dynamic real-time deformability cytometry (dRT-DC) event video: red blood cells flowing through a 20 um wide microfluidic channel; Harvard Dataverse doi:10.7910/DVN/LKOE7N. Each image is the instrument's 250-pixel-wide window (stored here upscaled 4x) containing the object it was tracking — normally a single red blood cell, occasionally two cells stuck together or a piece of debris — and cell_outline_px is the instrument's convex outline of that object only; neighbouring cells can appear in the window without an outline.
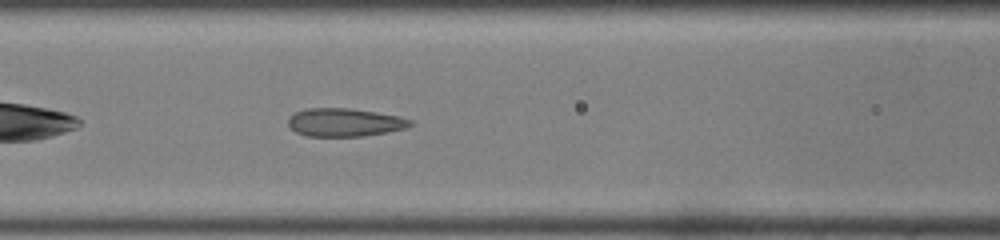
{"species": "common noctule bat (a hibernating species)", "species_latin": "Nyctalus noctula", "temperature_condition": "room temperature", "stored_images_in_passage": 31, "camera_frame_rate_fps": 3000, "um_per_image_px": 0.085, "animal": {"sex": "male", "body_mass_g": 19.0, "forearm_length_mm": 50.8}, "frame": {"image": 1, "passage_image": 8, "time_ms": 2.333, "image_size_px": [1000, 240], "cell_outline_px": [[412, 124], [404, 128], [388, 132], [360, 136], [304, 136], [296, 132], [288, 124], [288, 116], [296, 112], [308, 108], [348, 108], [376, 112], [400, 116], [412, 120]], "centroid_in_image_um": [29.27, 10.4], "position_along_channel_um": 137.3, "area_um2": 20.0}}
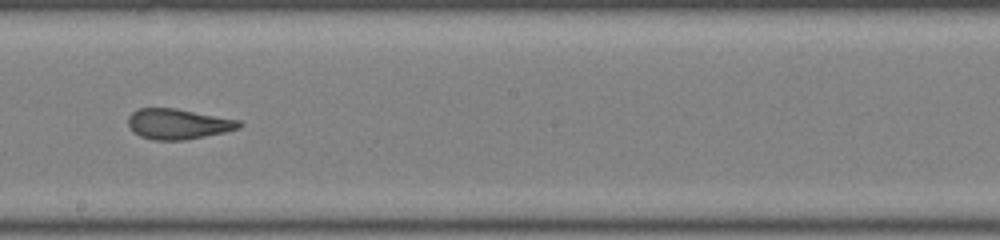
{"frame": {"image": 2, "passage_image": 15, "time_ms": 4.667, "image_size_px": [1000, 240], "cell_outline_px": [[244, 124], [240, 128], [224, 132], [184, 140], [152, 140], [140, 136], [132, 132], [128, 124], [128, 116], [132, 112], [140, 108], [176, 108], [240, 120]], "centroid_in_image_um": [15.13, 10.53], "position_along_channel_um": 233.1, "area_um2": 19.77}}
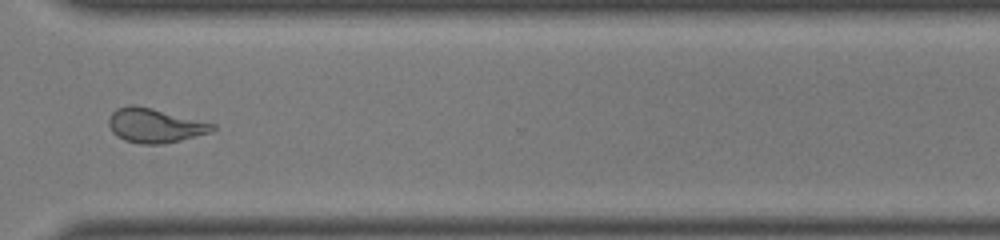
{"frame": {"image": 3, "passage_image": 24, "time_ms": 7.667, "image_size_px": [1000, 240], "cell_outline_px": [[216, 128], [208, 132], [180, 140], [160, 144], [140, 144], [124, 140], [116, 136], [112, 132], [108, 124], [108, 120], [112, 112], [116, 108], [132, 104], [152, 108], [216, 124]], "centroid_in_image_um": [13.11, 10.66], "position_along_channel_um": 357.5, "area_um2": 20.58}, "authors_computed_cell_mechanics": {"area_um2": 19.9988, "velocity_mm_per_s": 4.122, "shape_relaxation_time_tau1_ms": null, "shape_relaxation_time_tau2_ms": 1.2257, "deformation_change_tau1": null, "deformation_change_tau2": 0.0965}}